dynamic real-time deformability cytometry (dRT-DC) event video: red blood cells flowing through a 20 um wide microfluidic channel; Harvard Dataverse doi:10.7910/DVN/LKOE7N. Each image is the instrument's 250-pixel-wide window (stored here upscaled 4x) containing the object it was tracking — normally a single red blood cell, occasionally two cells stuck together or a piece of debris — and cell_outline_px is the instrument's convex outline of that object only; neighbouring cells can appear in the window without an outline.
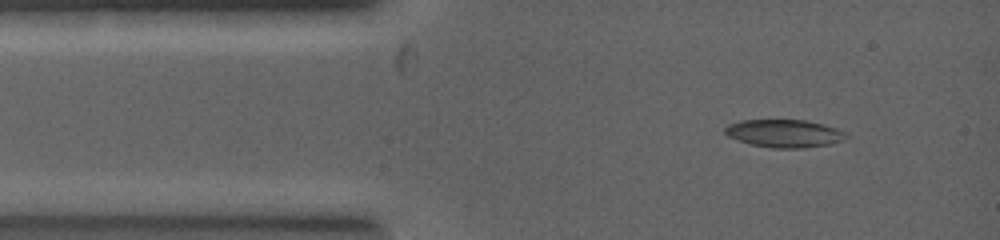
{"species": "common noctule bat (a hibernating species)", "species_latin": "Nyctalus noctula", "temperature_condition": "warm", "stored_images_in_passage": 5, "camera_frame_rate_fps": 5000, "um_per_image_px": 0.085, "animal": {"sex": "female", "body_mass_g": 19.0, "forearm_length_mm": 53.3}, "frame": {"image": 1, "passage_image": 1, "time_ms": 0.0, "image_size_px": [1000, 240], "cell_outline_px": [[848, 136], [844, 140], [832, 144], [804, 148], [772, 148], [752, 144], [728, 136], [724, 132], [724, 128], [728, 124], [740, 120], [804, 120], [824, 124], [836, 128], [844, 132]], "centroid_in_image_um": [66.68, 11.34], "position_along_channel_um": 18.3, "area_um2": 19.65}}
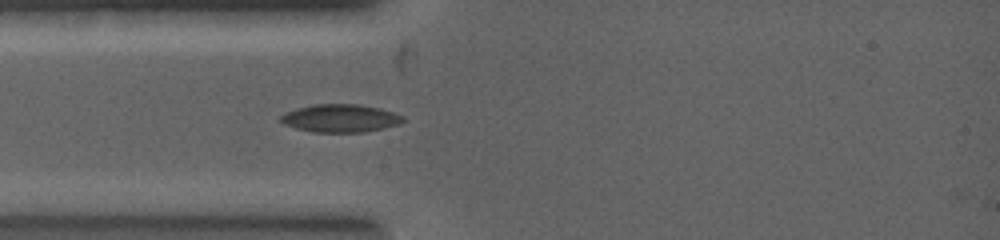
{"frame": {"image": 2, "passage_image": 4, "time_ms": 1.2, "image_size_px": [1000, 240], "cell_outline_px": [[408, 120], [400, 124], [384, 128], [364, 132], [312, 132], [296, 128], [284, 124], [280, 120], [280, 116], [288, 112], [300, 108], [316, 104], [356, 104], [380, 108], [404, 116]], "centroid_in_image_um": [29.0, 10.06], "position_along_channel_um": 56.0, "area_um2": 19.83}}